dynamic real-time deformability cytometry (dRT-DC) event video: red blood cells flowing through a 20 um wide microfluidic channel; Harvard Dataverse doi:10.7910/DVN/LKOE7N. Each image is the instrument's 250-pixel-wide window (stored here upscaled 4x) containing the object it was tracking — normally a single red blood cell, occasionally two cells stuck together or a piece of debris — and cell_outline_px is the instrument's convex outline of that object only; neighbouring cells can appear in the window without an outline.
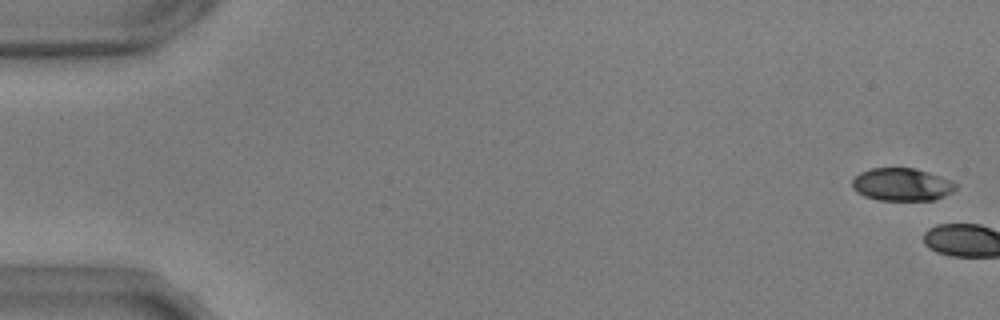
{"species": "common noctule bat (a hibernating species)", "species_latin": "Nyctalus noctula", "temperature_condition": "warm", "stored_images_in_passage": 5, "camera_frame_rate_fps": 3000, "um_per_image_px": 0.085, "animal": {"sex": "male", "body_mass_g": 17.9, "forearm_length_mm": 54.2}, "frame": {"image": 1, "passage_image": 2, "time_ms": 0.333, "image_size_px": [1000, 320], "cell_outline_px": [[956, 188], [952, 192], [944, 196], [932, 200], [876, 200], [864, 196], [856, 192], [852, 188], [852, 180], [860, 172], [872, 168], [916, 168], [928, 172], [948, 180], [956, 184]], "centroid_in_image_um": [76.61, 15.69], "position_along_channel_um": 8.4, "area_um2": 19.65}}